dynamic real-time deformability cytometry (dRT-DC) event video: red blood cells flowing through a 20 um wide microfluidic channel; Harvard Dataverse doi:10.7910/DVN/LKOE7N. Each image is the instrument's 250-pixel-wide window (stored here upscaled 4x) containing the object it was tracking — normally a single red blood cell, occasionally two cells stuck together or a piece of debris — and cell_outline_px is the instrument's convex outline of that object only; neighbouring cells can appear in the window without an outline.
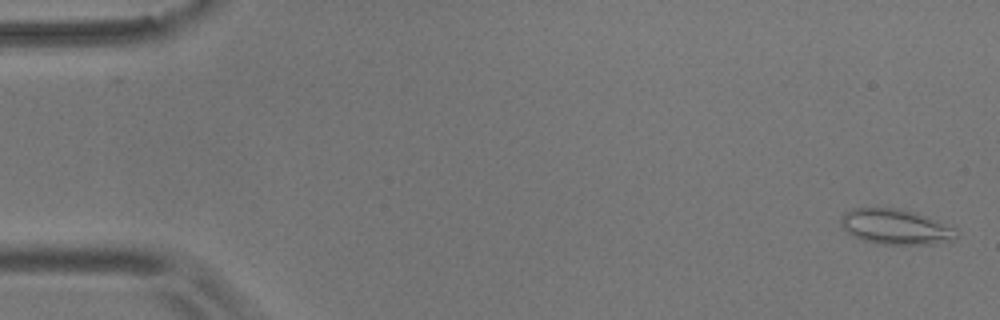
{"species": "common noctule bat (a hibernating species)", "species_latin": "Nyctalus noctula", "temperature_condition": "room temperature", "stored_images_in_passage": 55, "camera_frame_rate_fps": 3000, "um_per_image_px": 0.085, "animal": {"sex": "male", "body_mass_g": 17.9}, "frame": {"image": 1, "passage_image": 2, "time_ms": 0.333, "image_size_px": [1000, 320], "cell_outline_px": [[960, 232], [956, 240], [936, 244], [876, 244], [860, 240], [848, 232], [840, 224], [840, 216], [844, 212], [852, 208], [900, 208], [936, 220]], "centroid_in_image_um": [76.11, 19.29], "position_along_channel_um": 8.9, "area_um2": 23.87}}
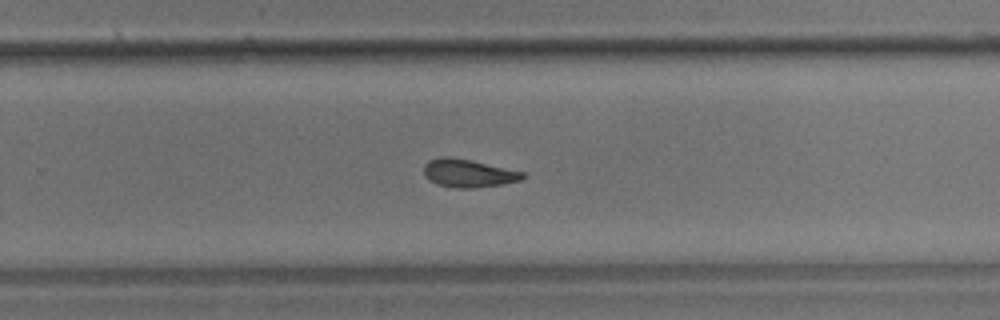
{"frame": {"image": 2, "passage_image": 36, "time_ms": 11.667, "image_size_px": [1000, 320], "cell_outline_px": [[528, 176], [520, 180], [500, 184], [476, 188], [452, 188], [436, 184], [428, 180], [424, 176], [424, 164], [428, 160], [440, 156], [448, 156], [472, 160], [524, 172]], "centroid_in_image_um": [39.77, 14.72], "position_along_channel_um": 290.0, "area_um2": 16.42}}
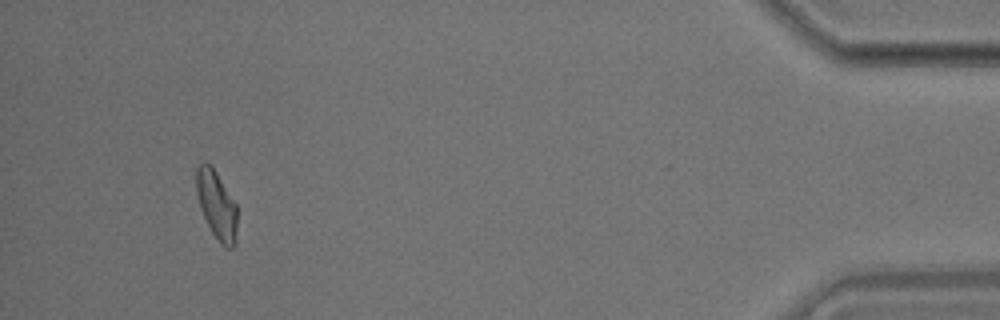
{"frame": {"image": 3, "passage_image": 52, "time_ms": 17.0, "image_size_px": [1000, 320], "cell_outline_px": [[236, 244], [232, 248], [224, 248], [220, 244], [212, 232], [200, 208], [196, 192], [196, 168], [204, 160], [216, 172], [236, 204]], "centroid_in_image_um": [18.4, 17.45], "position_along_channel_um": 416.8, "area_um2": 16.13}, "authors_computed_cell_mechanics": {"area_um2": 16.5308, "velocity_mm_per_s": 3.6611, "shape_relaxation_time_tau1_ms": 7.5289, "shape_relaxation_time_tau2_ms": 5.5874, "deformation_change_tau1": 0.1414, "deformation_change_tau2": 0.139}}